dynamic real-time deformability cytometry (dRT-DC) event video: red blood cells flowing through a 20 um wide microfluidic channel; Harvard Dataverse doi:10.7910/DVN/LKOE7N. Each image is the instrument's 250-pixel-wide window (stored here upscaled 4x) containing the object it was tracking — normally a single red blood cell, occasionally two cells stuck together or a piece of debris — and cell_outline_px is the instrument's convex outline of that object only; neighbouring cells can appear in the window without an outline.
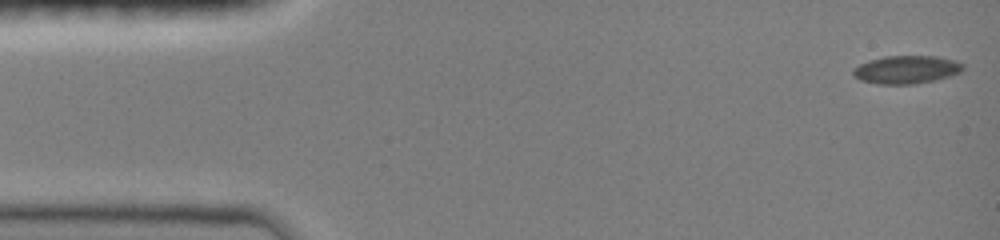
{"species": "common noctule bat (a hibernating species)", "species_latin": "Nyctalus noctula", "temperature_condition": "room temperature", "stored_images_in_passage": 48, "camera_frame_rate_fps": 3000, "um_per_image_px": 0.085, "animal": {"sex": "female", "body_mass_g": 19.0, "forearm_length_mm": 51.5}, "frame": {"image": 1, "passage_image": 1, "time_ms": 0.0, "image_size_px": [1000, 240], "cell_outline_px": [[964, 68], [960, 72], [948, 76], [932, 80], [912, 84], [880, 84], [860, 80], [852, 72], [852, 68], [868, 60], [884, 56], [936, 56], [956, 60], [964, 64]], "centroid_in_image_um": [77.04, 5.9], "position_along_channel_um": 8.0, "area_um2": 17.86}}
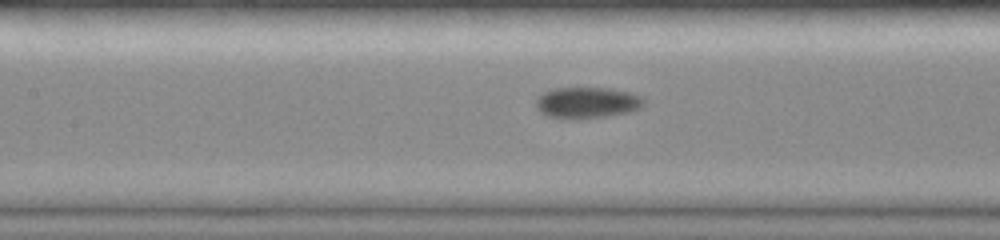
{"frame": {"image": 2, "passage_image": 21, "time_ms": 6.667, "image_size_px": [1000, 240], "cell_outline_px": [[644, 104], [640, 108], [632, 112], [604, 116], [572, 120], [548, 116], [540, 112], [536, 108], [536, 96], [544, 92], [556, 88], [608, 88], [632, 92], [640, 96], [644, 100]], "centroid_in_image_um": [49.89, 8.73], "position_along_channel_um": 157.5, "area_um2": 19.83}}
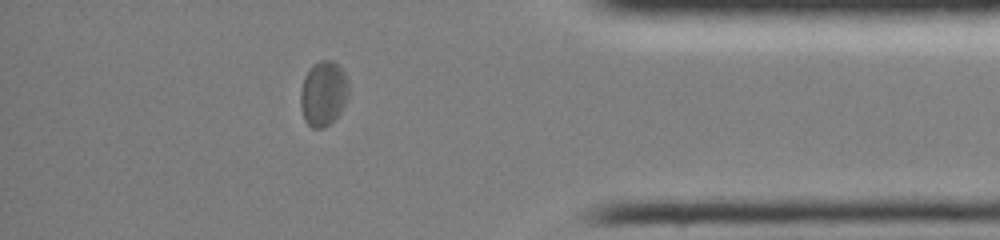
{"frame": {"image": 3, "passage_image": 41, "time_ms": 13.333, "image_size_px": [1000, 240], "cell_outline_px": [[348, 96], [340, 112], [324, 128], [312, 128], [304, 120], [300, 104], [300, 92], [304, 76], [312, 64], [320, 60], [332, 60], [344, 72], [348, 80]], "centroid_in_image_um": [27.46, 7.93], "position_along_channel_um": 407.7, "area_um2": 18.21}, "authors_computed_cell_mechanics": {"area_um2": 18.1781, "velocity_mm_per_s": 3.9966, "shape_relaxation_time_tau1_ms": 4.1665, "shape_relaxation_time_tau2_ms": null, "deformation_change_tau1": 0.0936, "deformation_change_tau2": null}}